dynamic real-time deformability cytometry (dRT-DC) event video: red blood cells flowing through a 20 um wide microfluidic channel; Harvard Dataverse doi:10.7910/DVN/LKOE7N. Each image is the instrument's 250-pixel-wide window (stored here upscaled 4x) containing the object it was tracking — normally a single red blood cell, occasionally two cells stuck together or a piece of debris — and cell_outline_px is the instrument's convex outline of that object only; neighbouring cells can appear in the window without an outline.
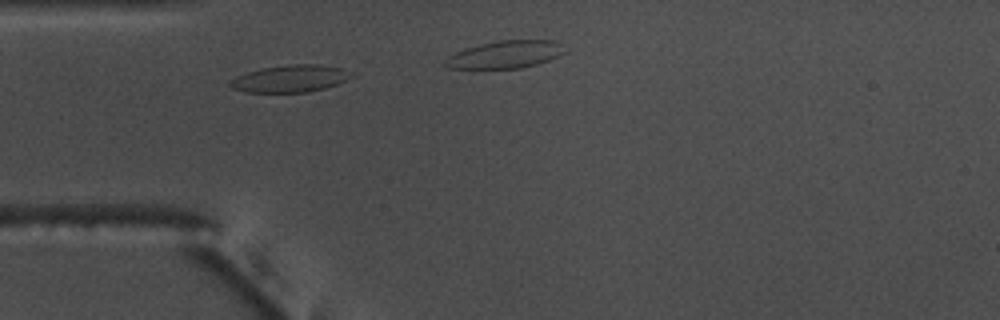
{"species": "common noctule bat (a hibernating species)", "species_latin": "Nyctalus noctula", "temperature_condition": "warm", "stored_images_in_passage": 5, "camera_frame_rate_fps": 3000, "um_per_image_px": 0.085, "animal": {"sex": "male", "body_mass_g": 17.5, "forearm_length_mm": 52.3}, "frame": {"image": 1, "passage_image": 1, "time_ms": 0.0, "image_size_px": [1000, 320], "cell_outline_px": [[352, 76], [336, 84], [324, 88], [308, 92], [244, 92], [232, 88], [228, 84], [236, 76], [248, 72], [264, 68], [292, 64], [320, 64], [340, 68]], "centroid_in_image_um": [24.61, 6.69], "position_along_channel_um": 60.4, "area_um2": 18.73}}